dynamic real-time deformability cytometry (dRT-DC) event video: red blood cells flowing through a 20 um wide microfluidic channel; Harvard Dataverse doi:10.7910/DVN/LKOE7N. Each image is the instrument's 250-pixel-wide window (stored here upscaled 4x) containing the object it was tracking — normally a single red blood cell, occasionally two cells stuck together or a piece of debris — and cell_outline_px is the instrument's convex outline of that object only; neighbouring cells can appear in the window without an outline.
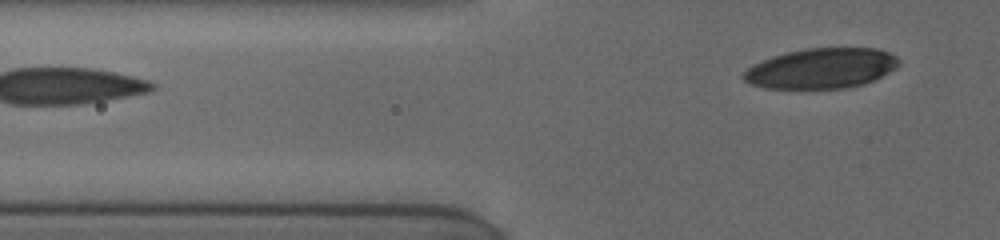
{"species": "human", "species_latin": "Homo sapiens", "temperature_condition": "cold", "stored_images_in_passage": 5, "segment_of_instrument_passage": [2, 2], "camera_frame_rate_fps": 3000, "um_per_image_px": 0.085, "donor": {"sex": "female"}, "frame": {"image": 1, "passage_image": 5, "time_ms": 4.0, "image_size_px": [1000, 240], "cell_outline_px": [[900, 64], [888, 72], [864, 84], [844, 88], [764, 88], [752, 84], [744, 80], [740, 76], [748, 68], [772, 56], [804, 48], [876, 48], [888, 52], [896, 56], [900, 60]], "centroid_in_image_um": [69.82, 5.8], "position_along_channel_um": 56.0, "area_um2": 36.13}}